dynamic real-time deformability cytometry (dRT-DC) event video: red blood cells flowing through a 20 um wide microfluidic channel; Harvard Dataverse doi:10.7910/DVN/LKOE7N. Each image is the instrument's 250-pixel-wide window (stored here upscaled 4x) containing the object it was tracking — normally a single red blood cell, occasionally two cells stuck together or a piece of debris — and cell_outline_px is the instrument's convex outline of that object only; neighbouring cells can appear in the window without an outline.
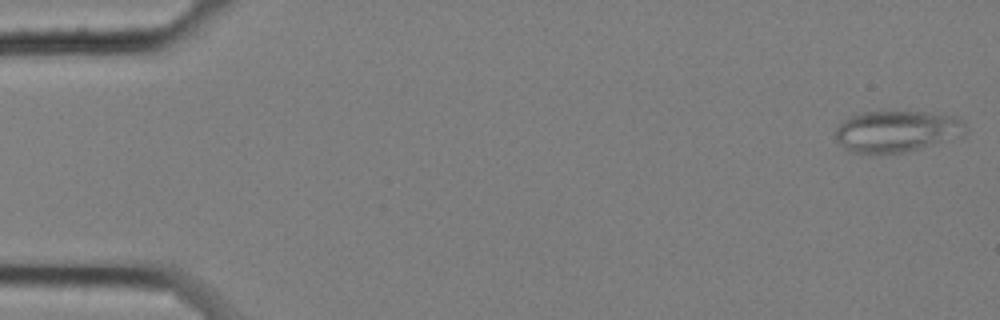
{"species": "common noctule bat (a hibernating species)", "species_latin": "Nyctalus noctula", "temperature_condition": "cold", "stored_images_in_passage": 58, "camera_frame_rate_fps": 3000, "um_per_image_px": 0.085, "animal": {"sex": "female", "body_mass_g": 25.1}, "frame": {"image": 1, "passage_image": 1, "time_ms": 0.0, "image_size_px": [1000, 320], "cell_outline_px": [[968, 132], [964, 136], [904, 152], [848, 152], [836, 140], [836, 128], [848, 116], [880, 108], [924, 112], [956, 116], [964, 120], [968, 128]], "centroid_in_image_um": [76.26, 11.1], "position_along_channel_um": 8.7, "area_um2": 32.25}}
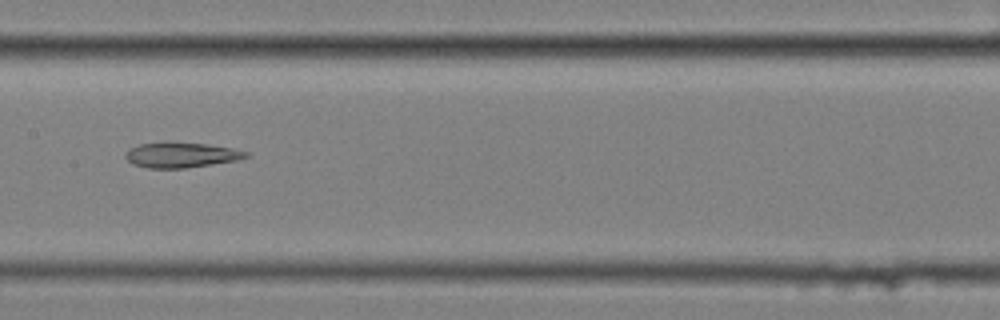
{"frame": {"image": 2, "passage_image": 29, "time_ms": 9.333, "image_size_px": [1000, 320], "cell_outline_px": [[248, 156], [236, 160], [212, 164], [184, 168], [148, 168], [132, 164], [124, 156], [124, 152], [128, 148], [140, 144], [164, 140], [204, 144], [232, 148], [248, 152]], "centroid_in_image_um": [15.31, 13.15], "position_along_channel_um": 192.1, "area_um2": 17.98}}
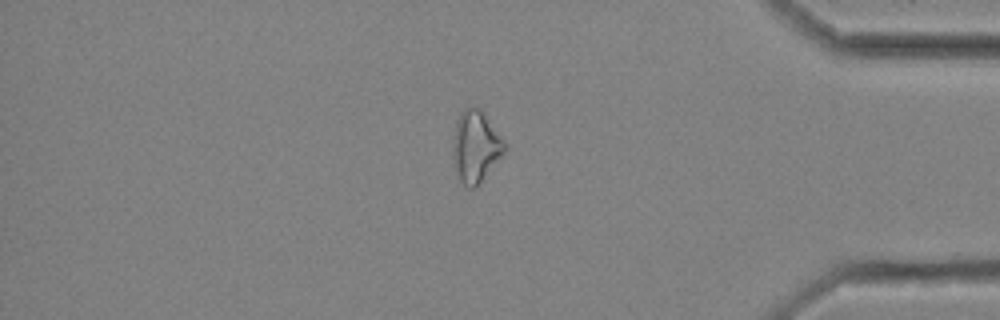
{"frame": {"image": 3, "passage_image": 49, "time_ms": 16.0, "image_size_px": [1000, 320], "cell_outline_px": [[508, 148], [480, 184], [476, 188], [468, 188], [456, 176], [452, 164], [452, 140], [456, 120], [460, 112], [464, 108], [472, 104], [480, 108], [484, 112], [504, 140]], "centroid_in_image_um": [40.4, 12.45], "position_along_channel_um": 394.8, "area_um2": 22.43}}